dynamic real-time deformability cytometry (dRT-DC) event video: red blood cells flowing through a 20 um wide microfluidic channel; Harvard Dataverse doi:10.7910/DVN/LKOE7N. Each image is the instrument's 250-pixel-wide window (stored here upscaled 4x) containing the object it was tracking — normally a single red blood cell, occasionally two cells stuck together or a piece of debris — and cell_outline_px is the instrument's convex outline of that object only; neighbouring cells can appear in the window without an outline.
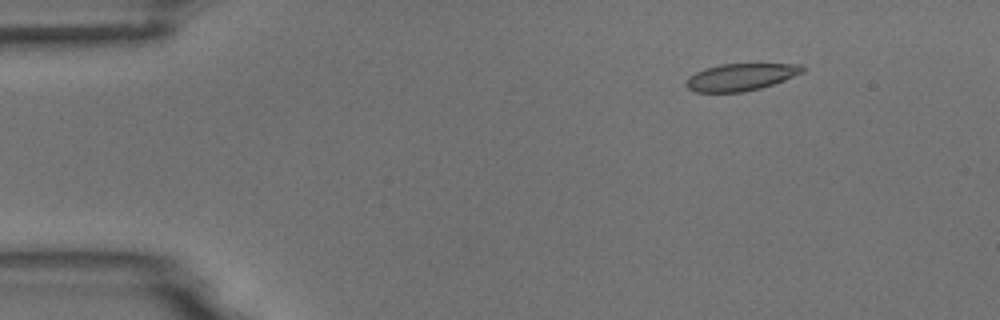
{"species": "common noctule bat (a hibernating species)", "species_latin": "Nyctalus noctula", "temperature_condition": "room temperature", "stored_images_in_passage": 5, "camera_frame_rate_fps": 3000, "um_per_image_px": 0.085, "animal": {"sex": "male", "body_mass_g": 18.8}, "frame": {"image": 1, "passage_image": 2, "time_ms": 1.333, "image_size_px": [1000, 320], "cell_outline_px": [[804, 72], [784, 80], [760, 88], [744, 92], [696, 92], [688, 88], [684, 84], [684, 80], [688, 76], [704, 68], [720, 64], [804, 64]], "centroid_in_image_um": [62.93, 6.55], "position_along_channel_um": 22.1, "area_um2": 18.5}}
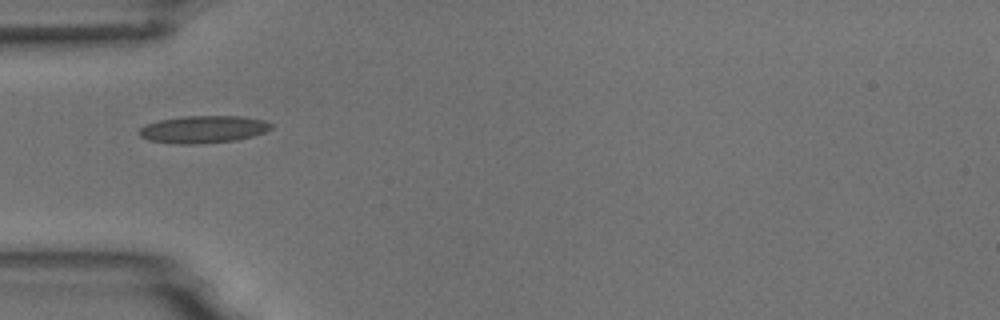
{"frame": {"image": 2, "passage_image": 5, "time_ms": 4.667, "image_size_px": [1000, 320], "cell_outline_px": [[272, 128], [264, 132], [252, 136], [236, 140], [196, 144], [176, 144], [148, 140], [140, 136], [136, 132], [144, 124], [160, 120], [184, 116], [240, 116], [264, 120], [272, 124]], "centroid_in_image_um": [17.24, 10.99], "position_along_channel_um": 67.8, "area_um2": 21.1}}